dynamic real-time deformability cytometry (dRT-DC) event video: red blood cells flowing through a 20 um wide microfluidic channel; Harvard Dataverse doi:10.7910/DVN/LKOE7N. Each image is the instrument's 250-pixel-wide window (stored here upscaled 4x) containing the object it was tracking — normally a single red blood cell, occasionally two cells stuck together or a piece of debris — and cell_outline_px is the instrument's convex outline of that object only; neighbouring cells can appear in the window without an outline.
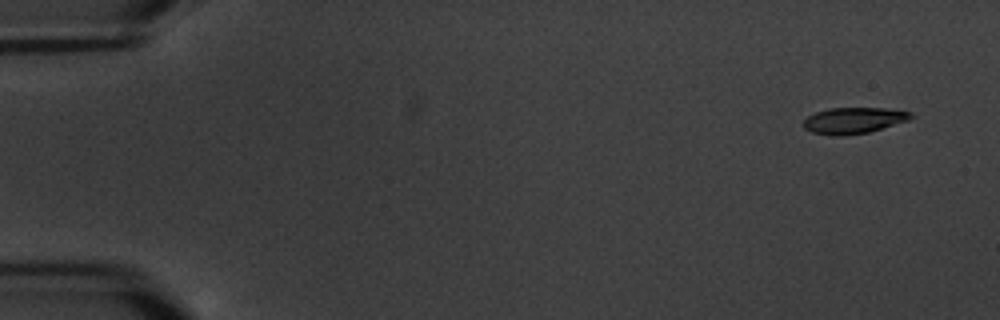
{"species": "common noctule bat (a hibernating species)", "species_latin": "Nyctalus noctula", "temperature_condition": "warm", "stored_images_in_passage": 5, "camera_frame_rate_fps": 3000, "um_per_image_px": 0.085, "animal": {"sex": "male", "body_mass_g": 20.1, "forearm_length_mm": 53.5}, "frame": {"image": 1, "passage_image": 1, "time_ms": 0.0, "image_size_px": [1000, 320], "cell_outline_px": [[916, 116], [908, 120], [868, 132], [844, 136], [836, 136], [812, 132], [804, 128], [804, 120], [808, 116], [816, 112], [828, 108], [884, 108], [912, 112]], "centroid_in_image_um": [72.57, 10.23], "position_along_channel_um": 12.4, "area_um2": 16.3}}
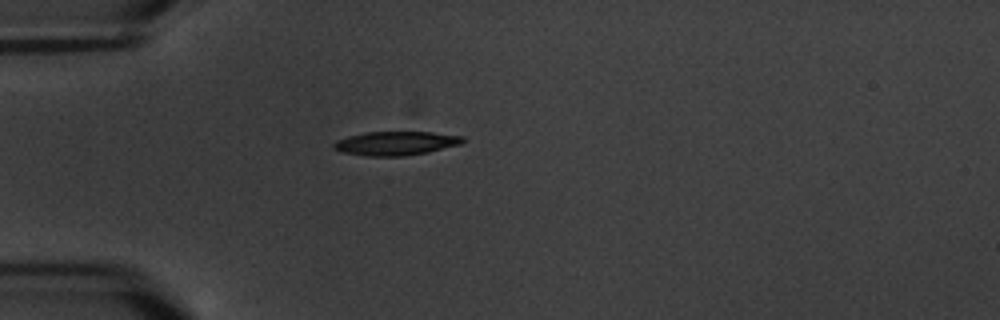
{"frame": {"image": 2, "passage_image": 5, "time_ms": 4.667, "image_size_px": [1000, 320], "cell_outline_px": [[464, 140], [460, 144], [428, 152], [404, 156], [364, 156], [340, 152], [332, 148], [332, 144], [336, 140], [348, 136], [368, 132], [432, 132], [464, 136]], "centroid_in_image_um": [33.6, 12.18], "position_along_channel_um": 51.4, "area_um2": 18.03}}